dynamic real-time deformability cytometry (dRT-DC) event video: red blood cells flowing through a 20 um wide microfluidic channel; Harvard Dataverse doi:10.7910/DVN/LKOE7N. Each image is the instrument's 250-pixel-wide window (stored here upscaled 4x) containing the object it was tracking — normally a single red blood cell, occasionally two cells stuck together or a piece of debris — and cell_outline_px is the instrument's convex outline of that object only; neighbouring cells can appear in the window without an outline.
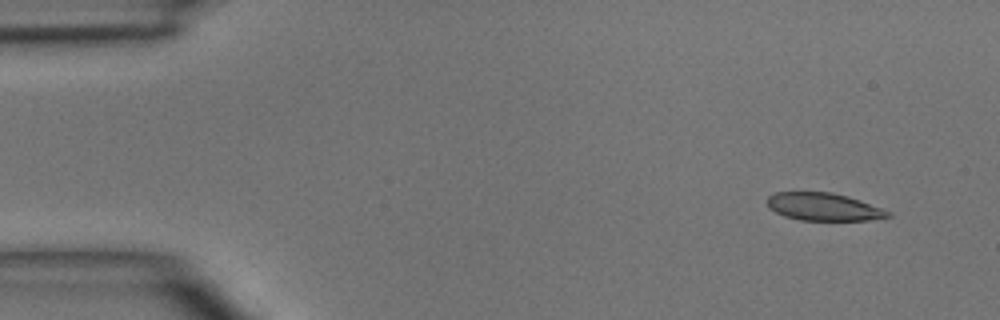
{"species": "common noctule bat (a hibernating species)", "species_latin": "Nyctalus noctula", "temperature_condition": "room temperature", "stored_images_in_passage": 4, "camera_frame_rate_fps": 3000, "um_per_image_px": 0.085, "animal": {"sex": "male", "body_mass_g": 15.6}, "frame": {"image": 1, "passage_image": 1, "time_ms": 0.0, "image_size_px": [1000, 320], "cell_outline_px": [[892, 216], [868, 220], [800, 220], [784, 216], [768, 208], [768, 196], [776, 192], [832, 192], [848, 196], [860, 200], [892, 212]], "centroid_in_image_um": [70.01, 17.58], "position_along_channel_um": 15.0, "area_um2": 19.48}}